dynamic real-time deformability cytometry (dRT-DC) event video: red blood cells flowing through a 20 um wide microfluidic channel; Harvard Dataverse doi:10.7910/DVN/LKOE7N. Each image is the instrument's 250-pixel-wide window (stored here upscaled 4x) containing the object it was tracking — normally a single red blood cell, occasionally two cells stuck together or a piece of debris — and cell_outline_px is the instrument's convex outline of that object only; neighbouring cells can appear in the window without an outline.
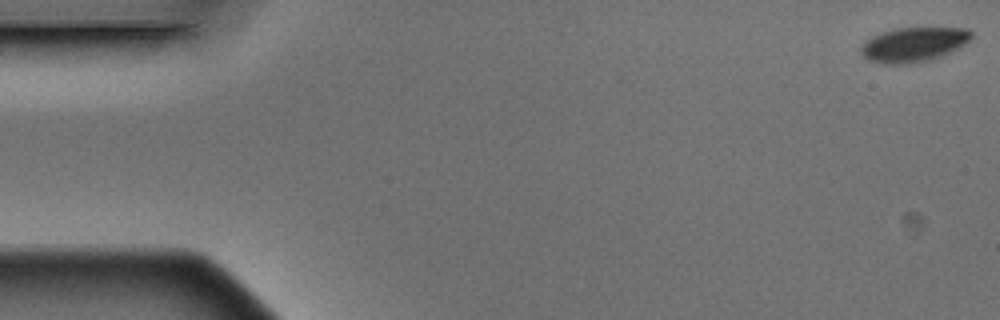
{"species": "Egyptian fruit bat (a non-hibernating species)", "species_latin": "Rousettus aegyptiacus", "temperature_condition": "warm", "stored_images_in_passage": 6, "segment_of_instrument_passage": [1, 2], "camera_frame_rate_fps": 3000, "um_per_image_px": 0.085, "animal": {"sex": "male"}, "frame": {"image": 1, "passage_image": 1, "time_ms": 0.0, "image_size_px": [1000, 320], "cell_outline_px": [[972, 36], [964, 44], [944, 56], [932, 60], [908, 64], [880, 64], [868, 60], [860, 52], [860, 48], [864, 40], [880, 32], [896, 28], [968, 28], [972, 32]], "centroid_in_image_um": [77.62, 3.8], "position_along_channel_um": 7.4, "area_um2": 22.54}}
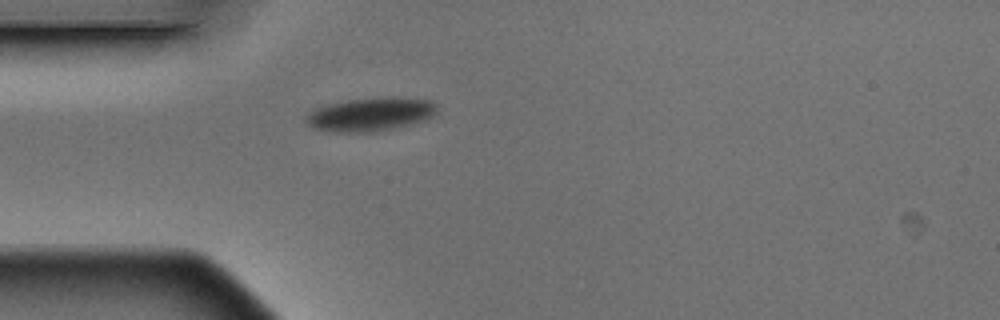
{"frame": {"image": 2, "passage_image": 5, "time_ms": 1.333, "image_size_px": [1000, 320], "cell_outline_px": [[436, 112], [432, 116], [424, 120], [396, 128], [372, 132], [328, 132], [312, 128], [304, 120], [316, 108], [324, 104], [348, 100], [384, 96], [396, 96], [432, 100], [436, 104]], "centroid_in_image_um": [31.5, 9.71], "position_along_channel_um": 53.5, "area_um2": 25.95}}